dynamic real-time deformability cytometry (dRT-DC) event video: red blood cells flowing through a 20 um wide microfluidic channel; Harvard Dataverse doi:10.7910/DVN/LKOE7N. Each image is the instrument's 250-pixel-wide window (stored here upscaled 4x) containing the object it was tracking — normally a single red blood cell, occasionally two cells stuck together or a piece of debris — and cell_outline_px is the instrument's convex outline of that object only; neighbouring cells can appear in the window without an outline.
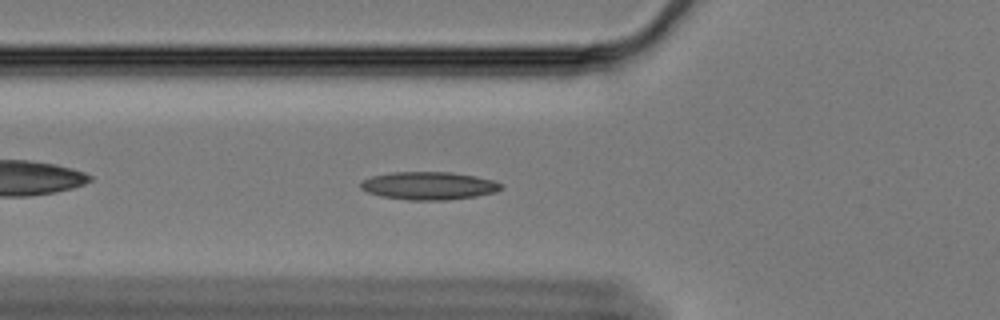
{"species": "Egyptian fruit bat (a non-hibernating species)", "species_latin": "Rousettus aegyptiacus", "temperature_condition": "cold", "stored_images_in_passage": 45, "camera_frame_rate_fps": 3000, "um_per_image_px": 0.085, "animal": {"sex": "female"}, "frame": {"image": 1, "passage_image": 7, "time_ms": 2.0, "image_size_px": [1000, 320], "cell_outline_px": [[504, 188], [496, 192], [476, 196], [448, 200], [408, 200], [380, 196], [368, 192], [360, 188], [360, 184], [364, 180], [372, 176], [392, 172], [452, 172], [476, 176], [492, 180], [504, 184]], "centroid_in_image_um": [36.49, 15.79], "position_along_channel_um": 89.3, "area_um2": 22.95}}
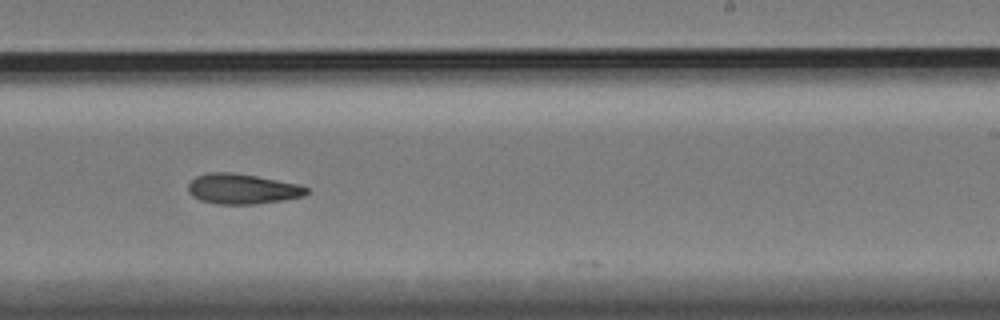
{"frame": {"image": 2, "passage_image": 23, "time_ms": 7.333, "image_size_px": [1000, 320], "cell_outline_px": [[308, 192], [304, 196], [284, 200], [256, 204], [216, 204], [200, 200], [192, 196], [188, 192], [188, 184], [196, 176], [212, 172], [232, 172], [256, 176], [300, 184], [308, 188]], "centroid_in_image_um": [20.6, 16.06], "position_along_channel_um": 268.4, "area_um2": 20.92}}
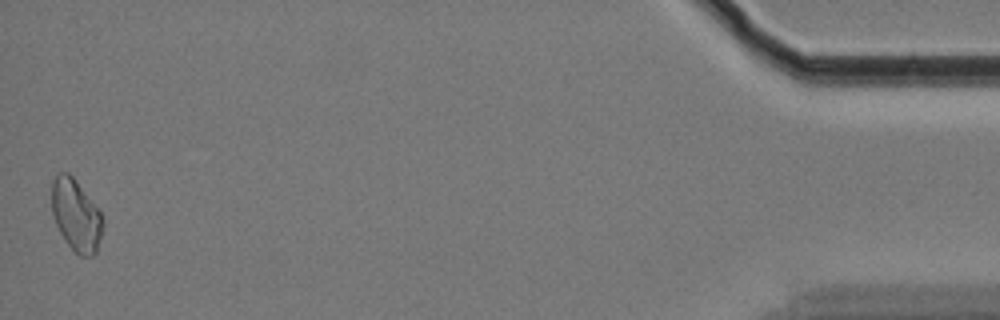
{"frame": {"image": 3, "passage_image": 45, "time_ms": 14.667, "image_size_px": [1000, 320], "cell_outline_px": [[104, 224], [96, 252], [92, 256], [80, 256], [64, 240], [52, 216], [52, 184], [56, 176], [60, 172], [68, 172], [72, 176], [100, 212], [104, 220]], "centroid_in_image_um": [6.46, 18.32], "position_along_channel_um": 428.7, "area_um2": 21.04}, "authors_computed_cell_mechanics": {"area_um2": 20.6924, "velocity_mm_per_s": 3.3483, "shape_relaxation_time_tau1_ms": null, "shape_relaxation_time_tau2_ms": 3.3306, "deformation_change_tau1": null, "deformation_change_tau2": 0.1069}}